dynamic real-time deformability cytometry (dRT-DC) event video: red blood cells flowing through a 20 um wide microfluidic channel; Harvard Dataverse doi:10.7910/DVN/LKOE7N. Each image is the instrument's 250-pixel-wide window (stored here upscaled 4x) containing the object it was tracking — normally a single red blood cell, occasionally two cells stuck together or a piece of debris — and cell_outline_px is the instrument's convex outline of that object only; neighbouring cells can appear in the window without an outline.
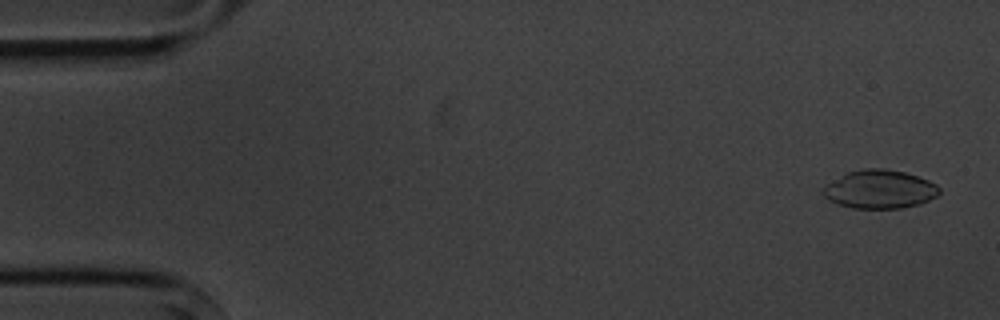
{"species": "common noctule bat (a hibernating species)", "species_latin": "Nyctalus noctula", "temperature_condition": "cold", "stored_images_in_passage": 3, "camera_frame_rate_fps": 3000, "um_per_image_px": 0.085, "animal": {"sex": "male", "body_mass_g": 20.1, "forearm_length_mm": 53.5}, "frame": {"image": 1, "passage_image": 1, "time_ms": 0.0, "image_size_px": [1000, 320], "cell_outline_px": [[940, 192], [936, 196], [920, 204], [900, 208], [852, 208], [836, 204], [828, 200], [820, 192], [824, 184], [848, 172], [864, 168], [884, 168], [904, 172], [928, 180], [936, 184], [940, 188]], "centroid_in_image_um": [74.72, 16.09], "position_along_channel_um": 10.3, "area_um2": 26.24}}